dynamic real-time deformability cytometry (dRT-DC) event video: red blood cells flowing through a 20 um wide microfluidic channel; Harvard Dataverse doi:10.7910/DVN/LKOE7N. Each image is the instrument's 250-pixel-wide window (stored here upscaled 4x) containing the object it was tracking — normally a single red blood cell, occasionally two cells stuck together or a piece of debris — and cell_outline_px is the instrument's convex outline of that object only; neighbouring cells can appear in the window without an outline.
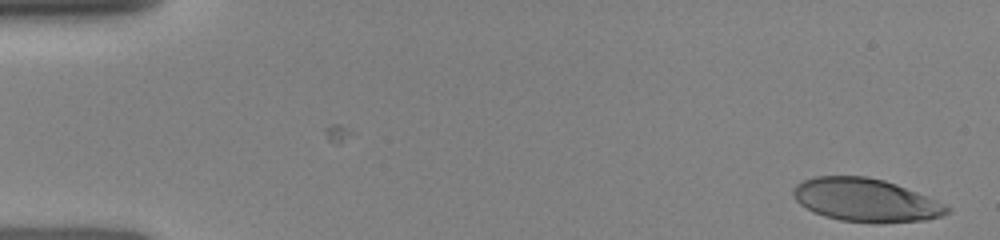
{"species": "human", "species_latin": "Homo sapiens", "temperature_condition": "room temperature", "stored_images_in_passage": 9, "camera_frame_rate_fps": 3000, "um_per_image_px": 0.085, "donor": {"sex": "female"}, "frame": {"image": 1, "passage_image": 1, "time_ms": 0.0, "image_size_px": [1000, 240], "cell_outline_px": [[952, 208], [948, 212], [940, 216], [924, 220], [840, 220], [824, 216], [812, 212], [800, 204], [792, 196], [792, 192], [796, 184], [804, 180], [816, 176], [868, 176], [884, 180], [896, 184], [936, 200]], "centroid_in_image_um": [73.51, 16.96], "position_along_channel_um": 11.5, "area_um2": 37.57}}
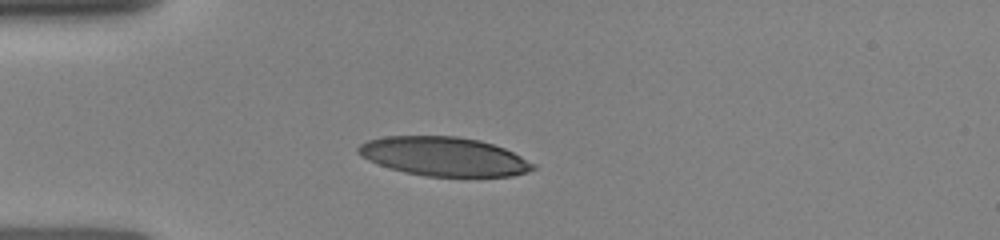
{"frame": {"image": 2, "passage_image": 7, "time_ms": 3.667, "image_size_px": [1000, 240], "cell_outline_px": [[536, 168], [528, 172], [512, 176], [424, 176], [404, 172], [368, 160], [360, 156], [356, 152], [356, 148], [360, 144], [368, 140], [384, 136], [456, 136], [480, 140], [504, 148], [536, 164]], "centroid_in_image_um": [37.72, 13.3], "position_along_channel_um": 47.3, "area_um2": 39.65}}
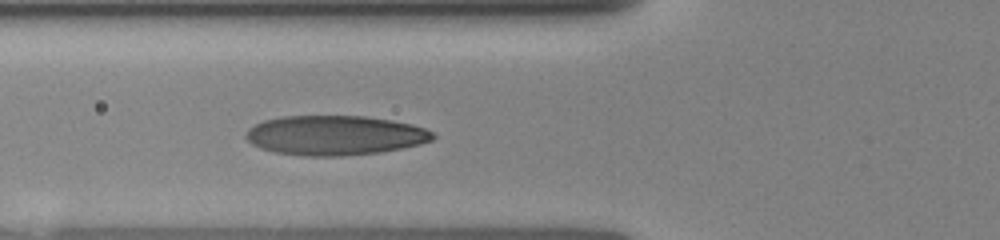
{"frame": {"image": 3, "passage_image": 9, "time_ms": 5.333, "image_size_px": [1000, 240], "cell_outline_px": [[436, 136], [432, 140], [420, 144], [380, 152], [340, 156], [304, 156], [276, 152], [260, 148], [252, 144], [244, 136], [248, 128], [264, 120], [284, 116], [364, 116], [392, 120], [412, 124], [424, 128], [432, 132]], "centroid_in_image_um": [28.45, 11.5], "position_along_channel_um": 97.3, "area_um2": 43.12}}